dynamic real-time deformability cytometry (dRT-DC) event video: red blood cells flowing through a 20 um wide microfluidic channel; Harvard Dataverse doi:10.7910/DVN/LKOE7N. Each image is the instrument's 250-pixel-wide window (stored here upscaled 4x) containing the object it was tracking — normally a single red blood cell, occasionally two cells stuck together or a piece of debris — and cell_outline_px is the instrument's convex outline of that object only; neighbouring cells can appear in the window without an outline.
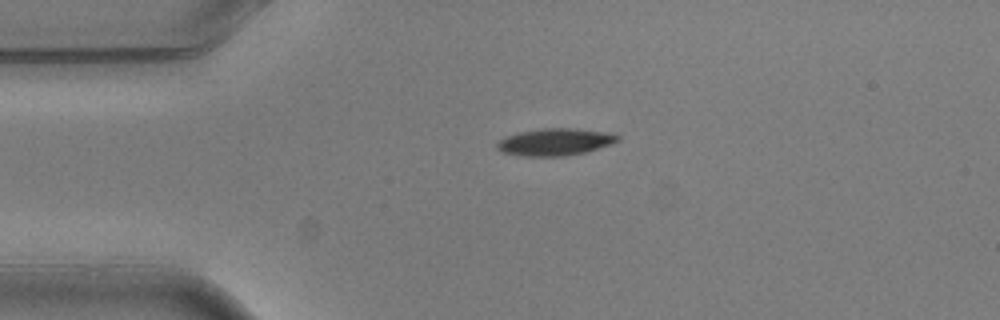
{"species": "common noctule bat (a hibernating species)", "species_latin": "Nyctalus noctula", "temperature_condition": "warm", "stored_images_in_passage": 2, "camera_frame_rate_fps": 3000, "um_per_image_px": 0.085, "animal": {"sex": "male", "body_mass_g": 20.5, "forearm_length_mm": 52.5}, "frame": {"image": 1, "passage_image": 1, "time_ms": 0.0, "image_size_px": [1000, 320], "cell_outline_px": [[620, 140], [584, 152], [564, 156], [520, 156], [500, 152], [496, 148], [496, 144], [500, 140], [508, 136], [520, 132], [544, 128], [568, 128], [612, 132], [620, 136]], "centroid_in_image_um": [47.16, 12.06], "position_along_channel_um": 37.8, "area_um2": 18.9}}